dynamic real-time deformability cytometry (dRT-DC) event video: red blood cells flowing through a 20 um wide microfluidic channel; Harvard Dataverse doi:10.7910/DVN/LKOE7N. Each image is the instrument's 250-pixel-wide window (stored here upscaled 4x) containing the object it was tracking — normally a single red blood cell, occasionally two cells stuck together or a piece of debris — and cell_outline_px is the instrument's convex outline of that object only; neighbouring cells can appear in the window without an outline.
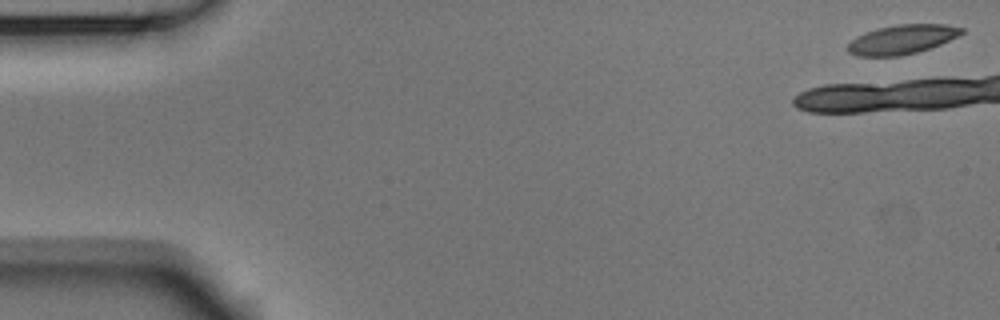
{"species": "Egyptian fruit bat (a non-hibernating species)", "species_latin": "Rousettus aegyptiacus", "temperature_condition": "room temperature", "stored_images_in_passage": 8, "camera_frame_rate_fps": 3000, "um_per_image_px": 0.085, "animal": {"sex": "male"}, "frame": {"image": 1, "passage_image": 1, "time_ms": 0.0, "image_size_px": [1000, 320], "cell_outline_px": [[964, 32], [940, 44], [916, 52], [900, 56], [856, 56], [848, 52], [848, 44], [856, 36], [864, 32], [876, 28], [900, 24], [944, 24], [964, 28]], "centroid_in_image_um": [76.63, 3.35], "position_along_channel_um": 8.4, "area_um2": 19.31}}